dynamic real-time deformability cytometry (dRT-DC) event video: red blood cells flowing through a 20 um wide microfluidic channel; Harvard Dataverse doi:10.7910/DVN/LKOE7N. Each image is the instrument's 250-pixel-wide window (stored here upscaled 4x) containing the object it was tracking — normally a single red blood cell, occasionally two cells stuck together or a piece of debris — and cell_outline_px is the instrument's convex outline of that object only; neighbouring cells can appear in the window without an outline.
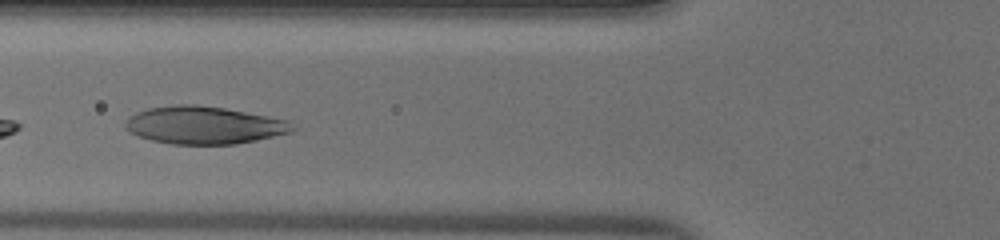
{"species": "human", "species_latin": "Homo sapiens", "temperature_condition": "warm", "stored_images_in_passage": 33, "camera_frame_rate_fps": 3000, "um_per_image_px": 0.085, "donor": {"sex": "male"}, "frame": {"image": 1, "passage_image": 10, "time_ms": 3.0, "image_size_px": [1000, 240], "cell_outline_px": [[296, 128], [292, 132], [256, 140], [236, 144], [172, 144], [152, 140], [140, 136], [124, 128], [124, 124], [128, 116], [136, 112], [148, 108], [176, 104], [196, 104], [224, 108], [292, 120]], "centroid_in_image_um": [17.38, 10.63], "position_along_channel_um": 108.4, "area_um2": 36.88}}
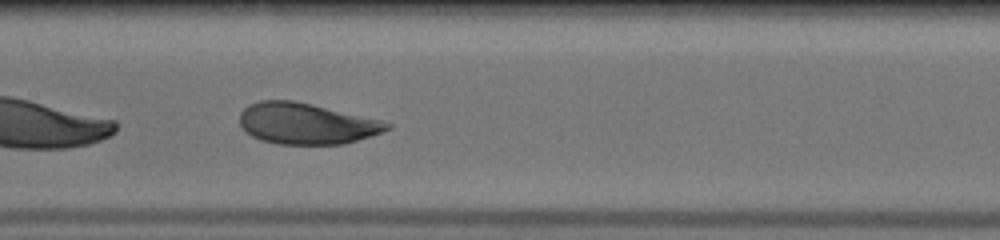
{"frame": {"image": 2, "passage_image": 15, "time_ms": 4.667, "image_size_px": [1000, 240], "cell_outline_px": [[392, 128], [344, 144], [280, 144], [260, 140], [252, 136], [240, 124], [240, 112], [248, 104], [260, 100], [296, 100], [380, 120], [392, 124]], "centroid_in_image_um": [26.01, 10.49], "position_along_channel_um": 181.4, "area_um2": 35.08}}